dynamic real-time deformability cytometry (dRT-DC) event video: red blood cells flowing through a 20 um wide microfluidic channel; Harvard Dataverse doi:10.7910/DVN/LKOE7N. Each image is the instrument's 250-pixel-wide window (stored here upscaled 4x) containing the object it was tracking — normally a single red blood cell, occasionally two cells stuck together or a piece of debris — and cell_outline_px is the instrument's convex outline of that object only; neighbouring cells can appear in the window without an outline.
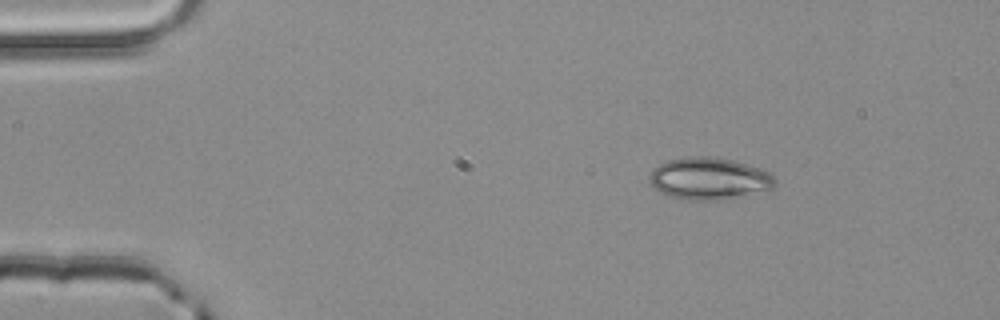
{"species": "common noctule bat (a hibernating species)", "species_latin": "Nyctalus noctula", "temperature_condition": "room temperature", "stored_images_in_passage": 3, "camera_frame_rate_fps": 3000, "um_per_image_px": 0.085, "animal": {"sex": "male", "body_mass_g": 20.4}, "frame": {"image": 1, "passage_image": 1, "time_ms": 0.0, "image_size_px": [1000, 320], "cell_outline_px": [[776, 184], [772, 188], [728, 200], [688, 200], [672, 196], [660, 192], [648, 180], [648, 176], [652, 168], [664, 160], [692, 156], [712, 156], [732, 160], [748, 164], [760, 168], [768, 172], [776, 180]], "centroid_in_image_um": [60.25, 15.17], "position_along_channel_um": 24.7, "area_um2": 31.04}}
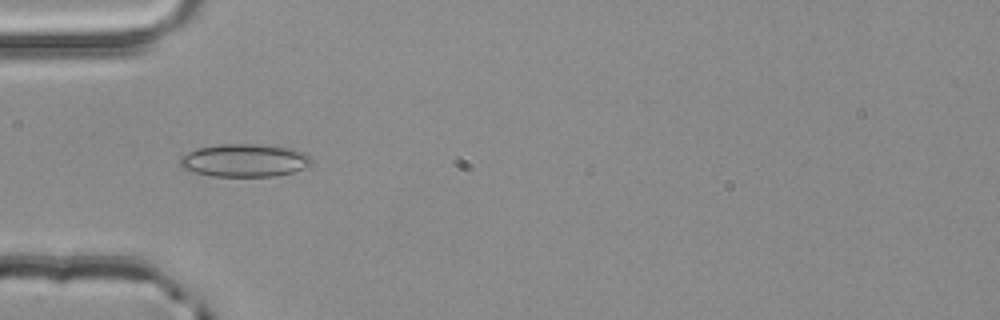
{"frame": {"image": 2, "passage_image": 3, "time_ms": 0.667, "image_size_px": [1000, 320], "cell_outline_px": [[312, 164], [292, 172], [272, 176], [212, 176], [192, 172], [180, 168], [180, 156], [196, 148], [220, 144], [260, 144], [292, 148], [304, 152], [312, 160]], "centroid_in_image_um": [20.74, 13.63], "position_along_channel_um": 64.3, "area_um2": 25.32}}